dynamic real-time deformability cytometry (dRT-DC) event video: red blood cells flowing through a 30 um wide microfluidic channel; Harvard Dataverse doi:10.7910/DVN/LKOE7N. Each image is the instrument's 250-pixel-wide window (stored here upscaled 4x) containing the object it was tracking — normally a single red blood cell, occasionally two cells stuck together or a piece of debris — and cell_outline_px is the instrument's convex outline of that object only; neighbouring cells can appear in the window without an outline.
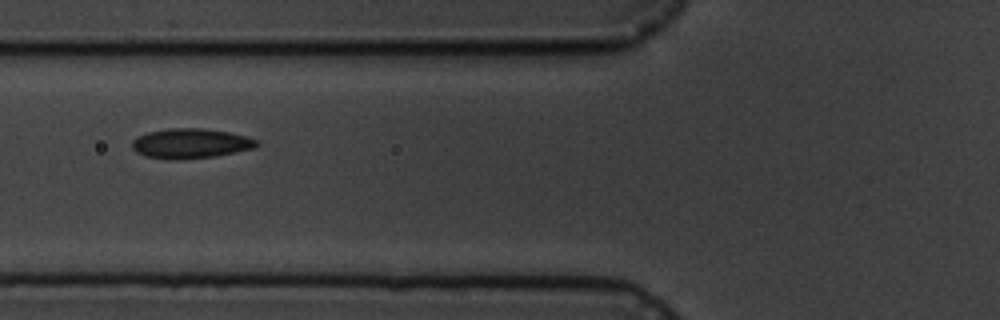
{"species": "common noctule bat (a hibernating species)", "species_latin": "Nyctalus noctula", "temperature_condition": "cold", "stored_images_in_passage": 11, "camera_frame_rate_fps": 3000, "um_per_image_px": 0.085, "animal": {"sex": "male", "body_mass_g": 19.5, "forearm_length_mm": 54.6}, "frame": {"image": 1, "passage_image": 2, "time_ms": 1.0, "image_size_px": [1000, 320], "cell_outline_px": [[260, 144], [256, 148], [216, 156], [180, 160], [172, 160], [144, 156], [136, 152], [132, 148], [132, 140], [136, 136], [148, 132], [172, 128], [204, 128], [228, 132], [248, 136], [256, 140]], "centroid_in_image_um": [16.2, 12.2], "position_along_channel_um": 109.6, "area_um2": 21.96}}
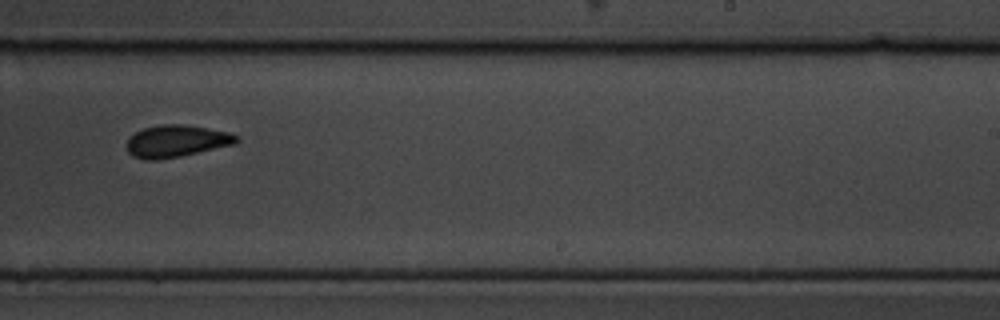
{"frame": {"image": 2, "passage_image": 6, "time_ms": 5.667, "image_size_px": [1000, 320], "cell_outline_px": [[240, 140], [236, 144], [180, 156], [156, 160], [144, 160], [132, 156], [128, 152], [128, 136], [144, 128], [160, 124], [180, 124], [208, 128], [228, 132], [240, 136]], "centroid_in_image_um": [15.01, 11.99], "position_along_channel_um": 274.0, "area_um2": 20.58}}
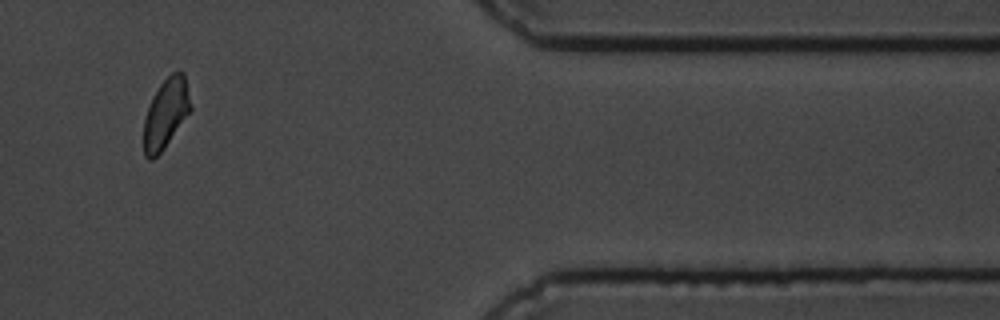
{"frame": {"image": 3, "passage_image": 9, "time_ms": 10.0, "image_size_px": [1000, 320], "cell_outline_px": [[192, 108], [164, 148], [152, 160], [148, 160], [144, 156], [144, 120], [152, 96], [160, 84], [172, 72], [184, 72], [192, 104]], "centroid_in_image_um": [14.1, 9.63], "position_along_channel_um": 397.3, "area_um2": 18.9}}